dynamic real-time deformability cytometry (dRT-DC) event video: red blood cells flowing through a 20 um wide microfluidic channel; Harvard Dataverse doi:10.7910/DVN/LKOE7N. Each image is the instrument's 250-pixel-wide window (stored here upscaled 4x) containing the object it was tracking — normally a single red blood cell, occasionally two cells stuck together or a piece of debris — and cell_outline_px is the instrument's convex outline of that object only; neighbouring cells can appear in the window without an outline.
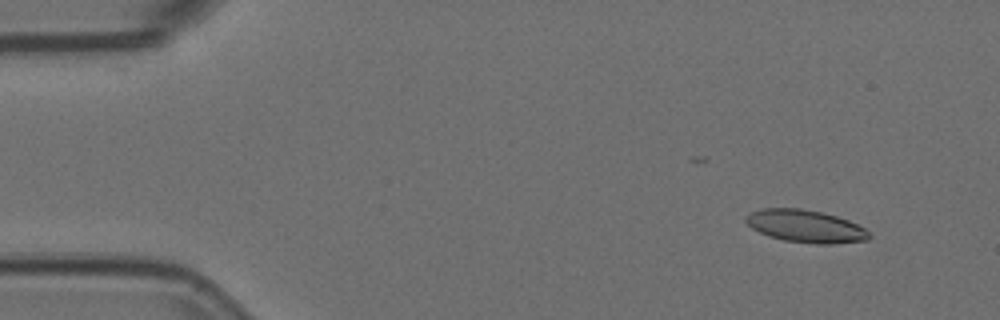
{"species": "Egyptian fruit bat (a non-hibernating species)", "species_latin": "Rousettus aegyptiacus", "temperature_condition": "room temperature", "stored_images_in_passage": 30, "camera_frame_rate_fps": 3000, "um_per_image_px": 0.085, "animal": {"sex": "female"}, "frame": {"image": 1, "passage_image": 5, "time_ms": 1.333, "image_size_px": [1000, 320], "cell_outline_px": [[872, 236], [868, 240], [832, 244], [816, 244], [784, 240], [768, 236], [752, 228], [744, 220], [744, 216], [760, 208], [800, 208], [820, 212], [836, 216], [848, 220], [864, 228]], "centroid_in_image_um": [68.46, 19.23], "position_along_channel_um": 16.5, "area_um2": 23.35}}
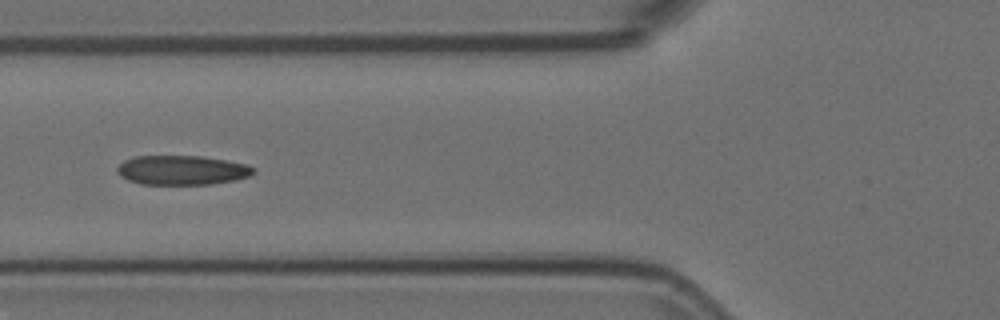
{"frame": {"image": 2, "passage_image": 21, "time_ms": 6.667, "image_size_px": [1000, 320], "cell_outline_px": [[256, 172], [252, 176], [236, 180], [212, 184], [140, 184], [128, 180], [120, 176], [116, 172], [116, 168], [124, 160], [132, 156], [200, 156], [248, 164], [256, 168]], "centroid_in_image_um": [15.49, 14.46], "position_along_channel_um": 110.3, "area_um2": 23.64}}
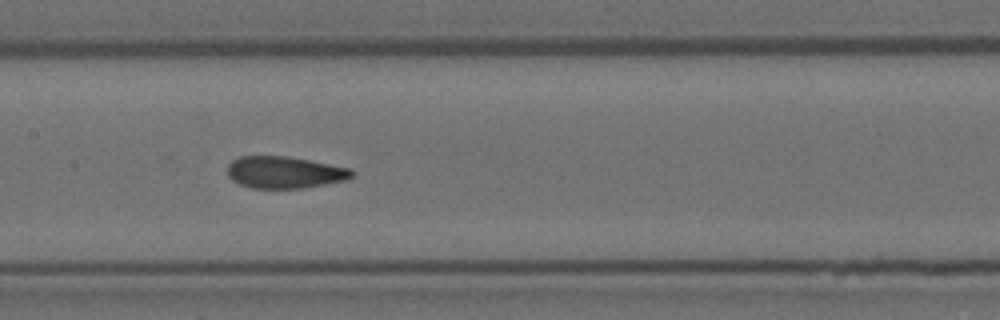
{"frame": {"image": 3, "passage_image": 27, "time_ms": 8.667, "image_size_px": [1000, 320], "cell_outline_px": [[352, 176], [348, 180], [300, 188], [252, 188], [240, 184], [232, 180], [228, 176], [228, 164], [232, 160], [240, 156], [284, 156], [308, 160], [352, 168]], "centroid_in_image_um": [24.17, 14.65], "position_along_channel_um": 183.2, "area_um2": 23.0}}